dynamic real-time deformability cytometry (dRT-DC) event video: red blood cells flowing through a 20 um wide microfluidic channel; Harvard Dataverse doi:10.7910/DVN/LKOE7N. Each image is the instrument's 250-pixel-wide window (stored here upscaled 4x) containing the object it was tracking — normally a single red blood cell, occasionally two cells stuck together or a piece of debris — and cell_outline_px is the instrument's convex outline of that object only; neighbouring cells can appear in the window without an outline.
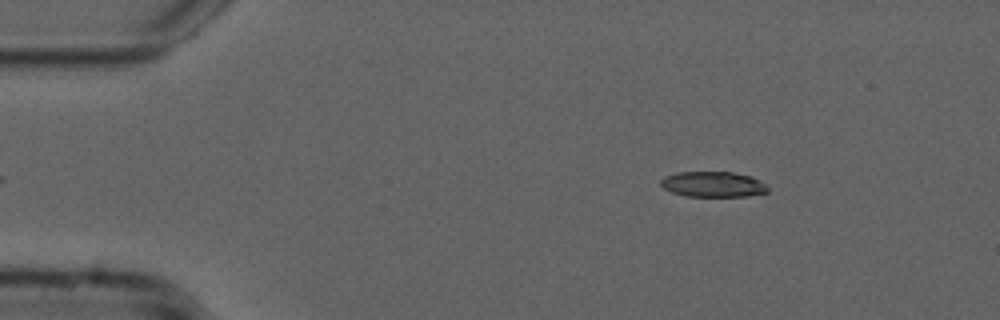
{"species": "common noctule bat (a hibernating species)", "species_latin": "Nyctalus noctula", "temperature_condition": "cold", "stored_images_in_passage": 31, "camera_frame_rate_fps": 3000, "um_per_image_px": 0.085, "animal": {"sex": "male", "forearm_length_mm": 52.5}, "frame": {"image": 1, "passage_image": 1, "time_ms": 0.0, "image_size_px": [1000, 320], "cell_outline_px": [[768, 192], [748, 196], [684, 196], [672, 192], [664, 188], [660, 184], [660, 180], [664, 176], [676, 172], [732, 172], [748, 176], [760, 180], [768, 188]], "centroid_in_image_um": [60.57, 15.66], "position_along_channel_um": 24.4, "area_um2": 15.84}}
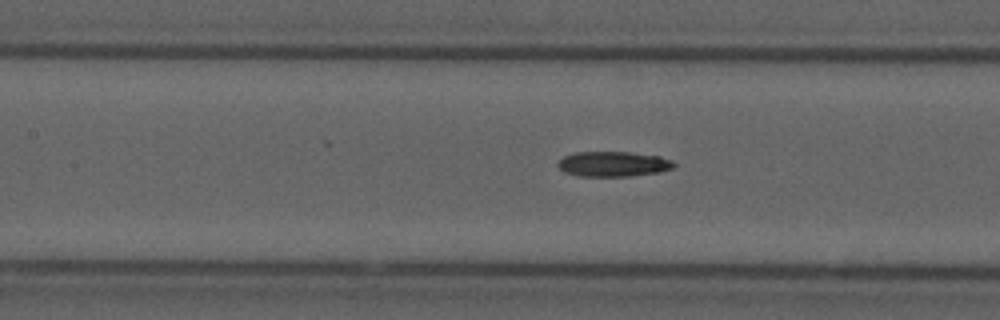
{"frame": {"image": 2, "passage_image": 17, "time_ms": 5.333, "image_size_px": [1000, 320], "cell_outline_px": [[676, 164], [672, 168], [660, 172], [632, 176], [580, 176], [564, 172], [556, 164], [564, 156], [576, 152], [628, 152], [660, 156], [672, 160]], "centroid_in_image_um": [52.14, 13.94], "position_along_channel_um": 155.3, "area_um2": 16.99}}
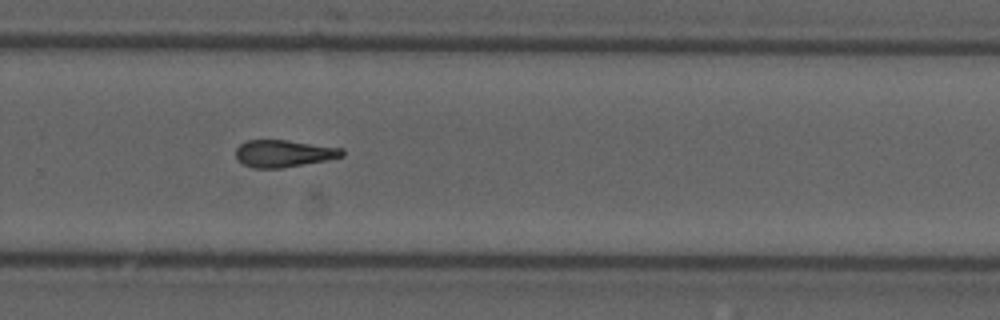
{"frame": {"image": 3, "passage_image": 29, "time_ms": 9.333, "image_size_px": [1000, 320], "cell_outline_px": [[344, 156], [324, 160], [280, 168], [252, 168], [244, 164], [236, 156], [236, 148], [240, 144], [248, 140], [288, 140], [344, 148]], "centroid_in_image_um": [24.12, 13.03], "position_along_channel_um": 305.7, "area_um2": 16.65}}